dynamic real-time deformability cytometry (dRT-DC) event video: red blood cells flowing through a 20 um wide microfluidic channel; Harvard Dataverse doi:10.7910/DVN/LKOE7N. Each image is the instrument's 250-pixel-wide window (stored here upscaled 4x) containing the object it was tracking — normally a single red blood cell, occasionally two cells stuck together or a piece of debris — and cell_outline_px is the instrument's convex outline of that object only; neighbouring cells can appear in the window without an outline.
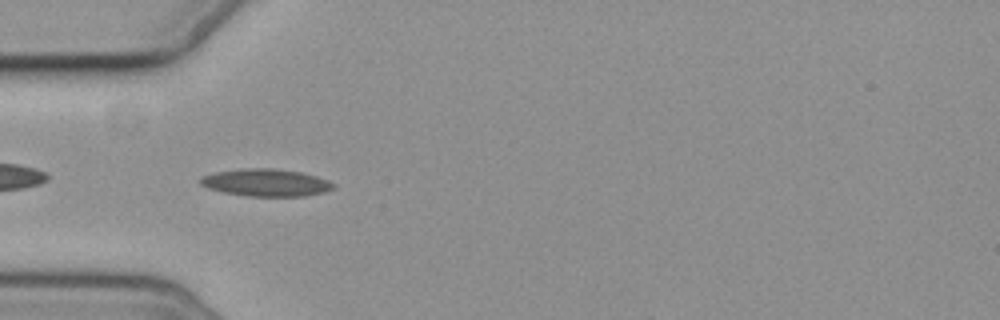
{"species": "common noctule bat (a hibernating species)", "species_latin": "Nyctalus noctula", "temperature_condition": "cold", "stored_images_in_passage": 6, "camera_frame_rate_fps": 3000, "um_per_image_px": 0.085, "animal": {"sex": "female", "body_mass_g": 19.3, "forearm_length_mm": 54.1}, "frame": {"image": 1, "passage_image": 5, "time_ms": 5.0, "image_size_px": [1000, 320], "cell_outline_px": [[336, 184], [332, 188], [324, 192], [304, 196], [248, 196], [224, 192], [208, 188], [200, 184], [200, 176], [216, 172], [240, 168], [272, 168], [300, 172], [316, 176], [328, 180]], "centroid_in_image_um": [22.59, 15.51], "position_along_channel_um": 62.4, "area_um2": 21.15}}
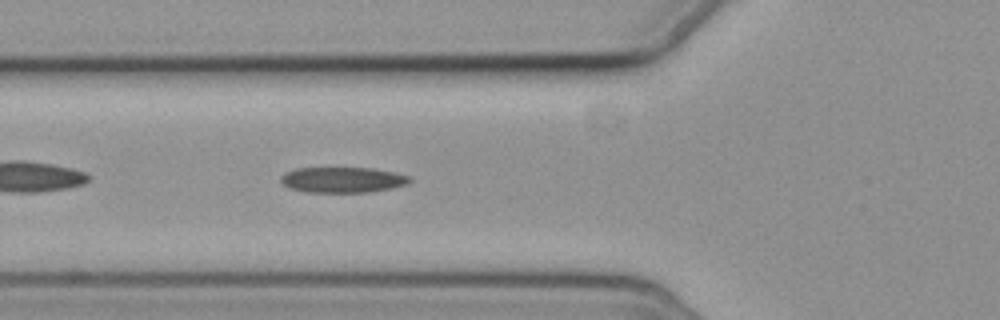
{"frame": {"image": 2, "passage_image": 6, "time_ms": 6.0, "image_size_px": [1000, 320], "cell_outline_px": [[412, 180], [408, 184], [392, 188], [372, 192], [308, 192], [288, 188], [280, 180], [280, 176], [284, 172], [296, 168], [372, 168], [392, 172], [408, 176]], "centroid_in_image_um": [29.1, 15.29], "position_along_channel_um": 96.7, "area_um2": 19.25}}